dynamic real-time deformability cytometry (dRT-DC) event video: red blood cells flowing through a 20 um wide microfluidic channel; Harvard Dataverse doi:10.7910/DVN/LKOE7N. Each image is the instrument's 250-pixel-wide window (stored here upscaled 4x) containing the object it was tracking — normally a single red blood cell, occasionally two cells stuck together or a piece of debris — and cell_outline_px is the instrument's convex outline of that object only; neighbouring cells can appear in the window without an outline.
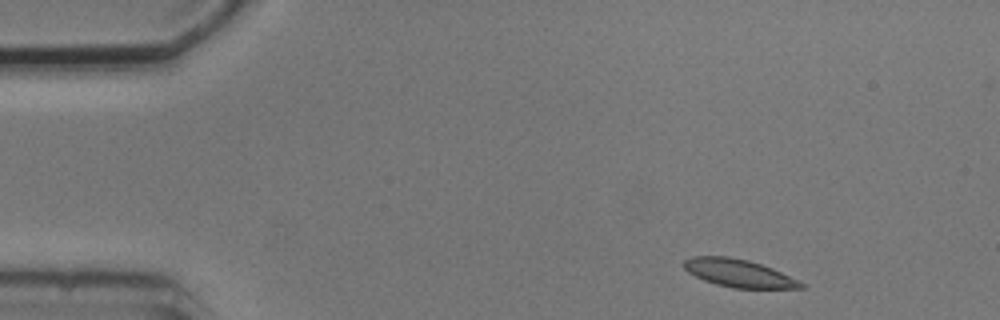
{"species": "common noctule bat (a hibernating species)", "species_latin": "Nyctalus noctula", "temperature_condition": "cold", "stored_images_in_passage": 7, "camera_frame_rate_fps": 3000, "um_per_image_px": 0.085, "animal": {"sex": "male", "body_mass_g": 20.5, "forearm_length_mm": 52.5}, "frame": {"image": 1, "passage_image": 1, "time_ms": 0.0, "image_size_px": [1000, 320], "cell_outline_px": [[804, 288], [732, 288], [716, 284], [704, 280], [688, 272], [684, 268], [684, 260], [692, 256], [728, 256], [748, 260], [772, 268], [804, 284]], "centroid_in_image_um": [62.74, 23.21], "position_along_channel_um": 22.3, "area_um2": 18.67}}
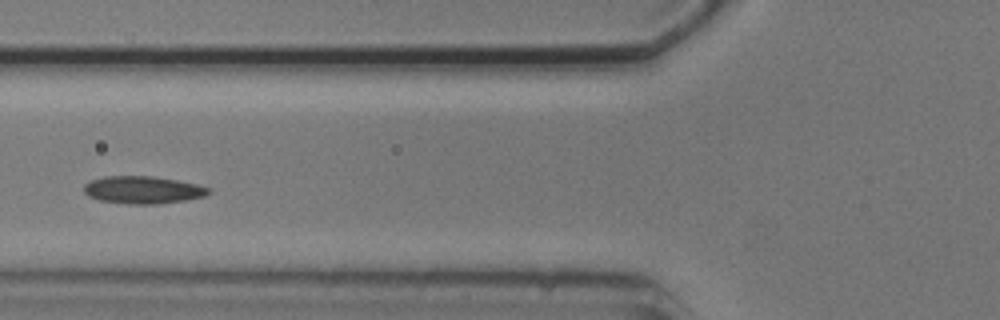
{"frame": {"image": 2, "passage_image": 4, "time_ms": 4.667, "image_size_px": [1000, 320], "cell_outline_px": [[212, 192], [204, 196], [184, 200], [152, 204], [128, 204], [100, 200], [88, 196], [84, 192], [84, 184], [92, 180], [104, 176], [152, 176], [176, 180], [196, 184], [212, 188]], "centroid_in_image_um": [12.15, 16.13], "position_along_channel_um": 113.7, "area_um2": 19.88}}
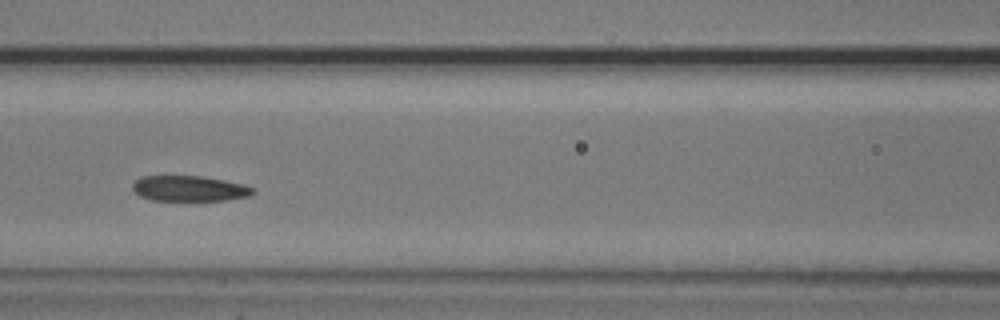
{"frame": {"image": 3, "passage_image": 5, "time_ms": 5.667, "image_size_px": [1000, 320], "cell_outline_px": [[256, 192], [248, 196], [228, 200], [152, 200], [140, 196], [132, 188], [132, 184], [140, 176], [204, 176], [244, 184], [256, 188]], "centroid_in_image_um": [16.13, 16.01], "position_along_channel_um": 150.5, "area_um2": 17.98}}